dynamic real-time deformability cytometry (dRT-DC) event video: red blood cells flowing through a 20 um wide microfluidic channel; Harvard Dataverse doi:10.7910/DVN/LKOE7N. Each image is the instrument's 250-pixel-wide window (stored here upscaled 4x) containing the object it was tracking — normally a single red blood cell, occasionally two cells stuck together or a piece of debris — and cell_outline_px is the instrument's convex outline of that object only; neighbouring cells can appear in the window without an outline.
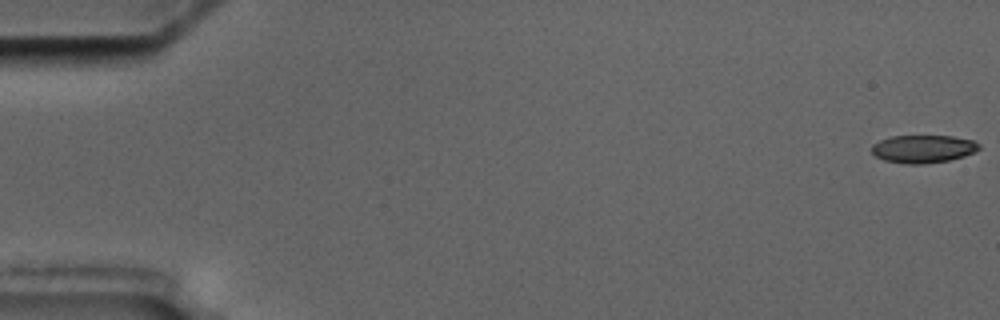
{"species": "common noctule bat (a hibernating species)", "species_latin": "Nyctalus noctula", "temperature_condition": "cold", "stored_images_in_passage": 6, "camera_frame_rate_fps": 3000, "um_per_image_px": 0.085, "animal": {"sex": "male", "body_mass_g": 17.5, "forearm_length_mm": 52.3}, "frame": {"image": 1, "passage_image": 1, "time_ms": 0.0, "image_size_px": [1000, 320], "cell_outline_px": [[980, 148], [976, 152], [964, 156], [948, 160], [924, 164], [904, 164], [884, 160], [876, 156], [872, 152], [872, 144], [880, 140], [892, 136], [952, 136], [976, 140], [980, 144]], "centroid_in_image_um": [78.5, 12.65], "position_along_channel_um": 6.5, "area_um2": 17.57}}
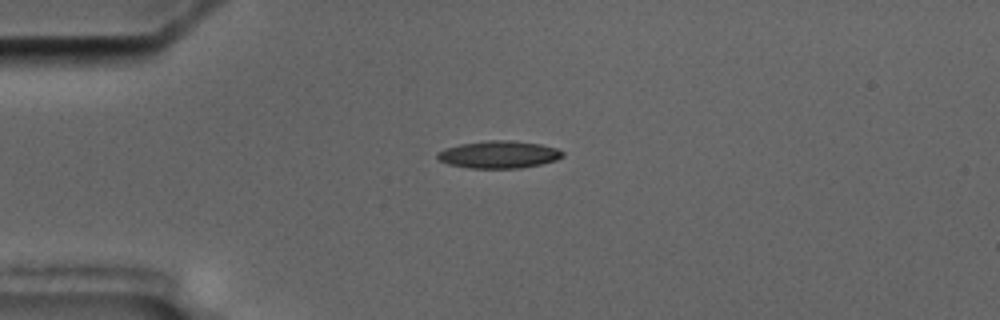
{"frame": {"image": 2, "passage_image": 5, "time_ms": 4.667, "image_size_px": [1000, 320], "cell_outline_px": [[564, 156], [556, 160], [540, 164], [520, 168], [468, 168], [448, 164], [440, 160], [436, 156], [436, 152], [444, 148], [460, 144], [488, 140], [512, 140], [540, 144], [556, 148], [564, 152]], "centroid_in_image_um": [42.38, 13.13], "position_along_channel_um": 42.6, "area_um2": 20.06}}